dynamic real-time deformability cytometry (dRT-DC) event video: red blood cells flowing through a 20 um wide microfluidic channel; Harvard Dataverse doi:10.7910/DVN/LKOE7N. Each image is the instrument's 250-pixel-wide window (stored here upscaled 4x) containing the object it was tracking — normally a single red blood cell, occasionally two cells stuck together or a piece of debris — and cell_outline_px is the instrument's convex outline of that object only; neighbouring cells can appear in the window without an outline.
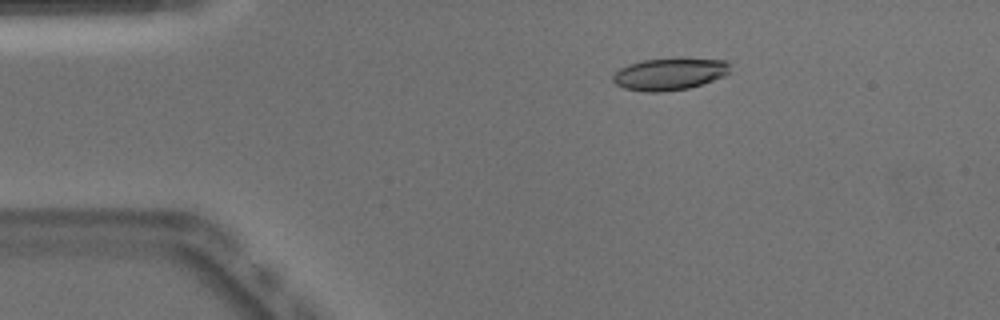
{"species": "Egyptian fruit bat (a non-hibernating species)", "species_latin": "Rousettus aegyptiacus", "temperature_condition": "warm", "stored_images_in_passage": 44, "camera_frame_rate_fps": 3000, "um_per_image_px": 0.085, "animal": {"sex": "male"}, "frame": {"image": 1, "passage_image": 2, "time_ms": 0.333, "image_size_px": [1000, 320], "cell_outline_px": [[732, 64], [728, 72], [724, 76], [688, 88], [660, 92], [648, 92], [624, 88], [616, 84], [612, 80], [612, 76], [620, 68], [628, 64], [644, 60], [728, 60]], "centroid_in_image_um": [56.89, 6.31], "position_along_channel_um": 28.1, "area_um2": 21.21}}
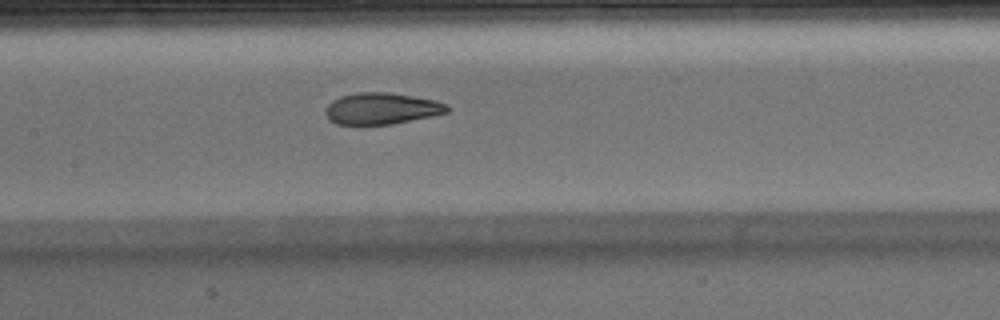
{"frame": {"image": 2, "passage_image": 17, "time_ms": 5.333, "image_size_px": [1000, 320], "cell_outline_px": [[452, 108], [448, 112], [432, 116], [392, 124], [336, 124], [328, 120], [324, 112], [324, 108], [332, 100], [340, 96], [360, 92], [388, 92], [436, 100], [448, 104]], "centroid_in_image_um": [32.43, 9.22], "position_along_channel_um": 175.0, "area_um2": 22.54}}
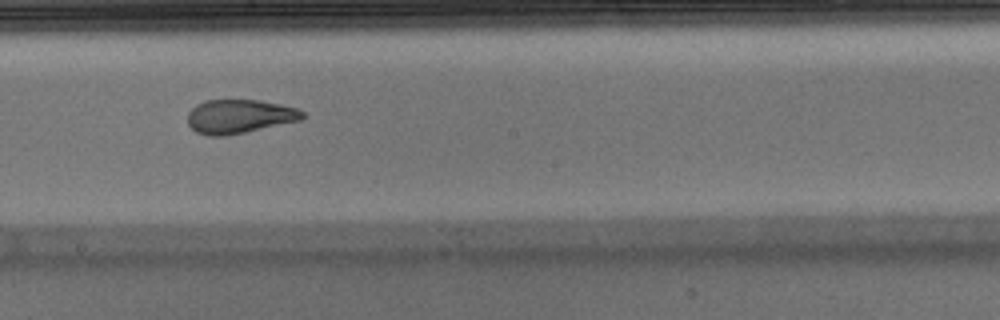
{"frame": {"image": 3, "passage_image": 21, "time_ms": 6.667, "image_size_px": [1000, 320], "cell_outline_px": [[304, 116], [300, 120], [244, 132], [224, 136], [208, 136], [196, 132], [188, 124], [188, 112], [196, 104], [204, 100], [260, 100], [280, 104], [296, 108], [304, 112]], "centroid_in_image_um": [20.31, 9.89], "position_along_channel_um": 227.9, "area_um2": 22.54}, "authors_computed_cell_mechanics": {"area_um2": 23.2645, "velocity_mm_per_s": 3.975, "shape_relaxation_time_tau1_ms": 10.7528, "shape_relaxation_time_tau2_ms": 1.1459, "deformation_change_tau1": 0.3115, "deformation_change_tau2": 0.0733}}